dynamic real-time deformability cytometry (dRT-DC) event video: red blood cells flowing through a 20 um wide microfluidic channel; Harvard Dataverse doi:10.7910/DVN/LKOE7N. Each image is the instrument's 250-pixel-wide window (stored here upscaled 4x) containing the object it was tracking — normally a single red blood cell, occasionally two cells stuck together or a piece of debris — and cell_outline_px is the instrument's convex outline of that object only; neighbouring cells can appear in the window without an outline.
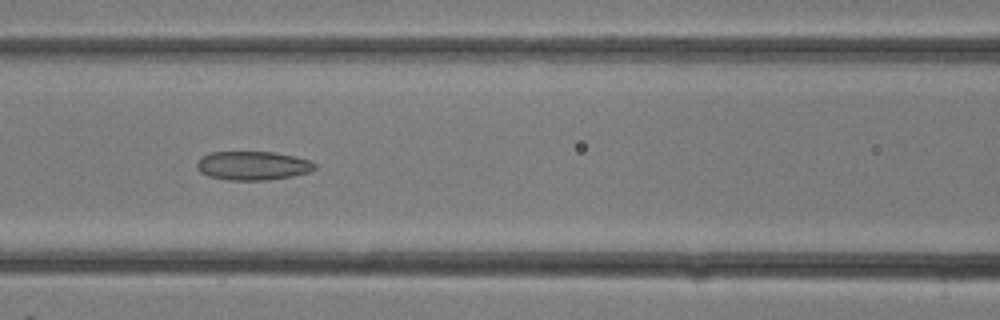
{"species": "common noctule bat (a hibernating species)", "species_latin": "Nyctalus noctula", "temperature_condition": "room temperature", "stored_images_in_passage": 13, "camera_frame_rate_fps": 3000, "um_per_image_px": 0.085, "animal": {"sex": "female"}, "frame": {"image": 1, "passage_image": 10, "time_ms": 3.0, "image_size_px": [1000, 320], "cell_outline_px": [[316, 168], [308, 172], [292, 176], [268, 180], [228, 180], [208, 176], [200, 172], [196, 168], [196, 160], [200, 156], [208, 152], [272, 152], [312, 160], [316, 164]], "centroid_in_image_um": [21.44, 14.08], "position_along_channel_um": 145.2, "area_um2": 20.0}}
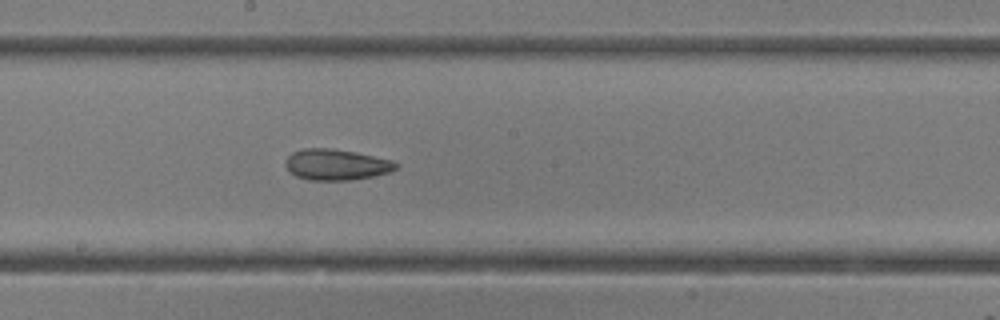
{"frame": {"image": 2, "passage_image": 13, "time_ms": 4.0, "image_size_px": [1000, 320], "cell_outline_px": [[400, 164], [396, 168], [388, 172], [372, 176], [352, 180], [308, 180], [296, 176], [284, 164], [284, 160], [292, 152], [304, 148], [332, 148], [356, 152], [392, 160]], "centroid_in_image_um": [28.57, 13.98], "position_along_channel_um": 219.6, "area_um2": 19.94}}